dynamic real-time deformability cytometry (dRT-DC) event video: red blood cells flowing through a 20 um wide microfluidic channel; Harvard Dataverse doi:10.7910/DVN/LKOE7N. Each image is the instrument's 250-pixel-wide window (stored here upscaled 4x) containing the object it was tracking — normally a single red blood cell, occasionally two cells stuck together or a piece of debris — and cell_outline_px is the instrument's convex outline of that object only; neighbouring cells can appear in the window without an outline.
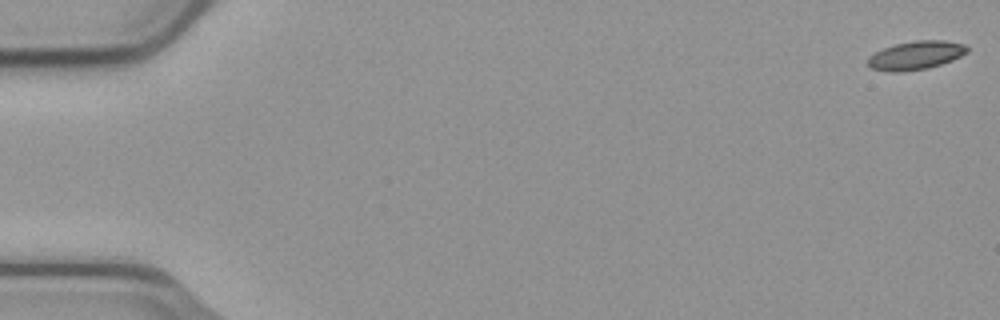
{"species": "common noctule bat (a hibernating species)", "species_latin": "Nyctalus noctula", "temperature_condition": "cold", "stored_images_in_passage": 12, "camera_frame_rate_fps": 3000, "um_per_image_px": 0.085, "animal": {"sex": "male", "body_mass_g": 23.1, "forearm_length_mm": 52.7}, "frame": {"image": 1, "passage_image": 1, "time_ms": 0.0, "image_size_px": [1000, 320], "cell_outline_px": [[968, 52], [952, 60], [928, 68], [900, 72], [888, 72], [872, 68], [868, 64], [868, 56], [884, 48], [896, 44], [916, 40], [944, 40], [964, 44], [968, 48]], "centroid_in_image_um": [77.85, 4.7], "position_along_channel_um": 7.2, "area_um2": 16.42}}